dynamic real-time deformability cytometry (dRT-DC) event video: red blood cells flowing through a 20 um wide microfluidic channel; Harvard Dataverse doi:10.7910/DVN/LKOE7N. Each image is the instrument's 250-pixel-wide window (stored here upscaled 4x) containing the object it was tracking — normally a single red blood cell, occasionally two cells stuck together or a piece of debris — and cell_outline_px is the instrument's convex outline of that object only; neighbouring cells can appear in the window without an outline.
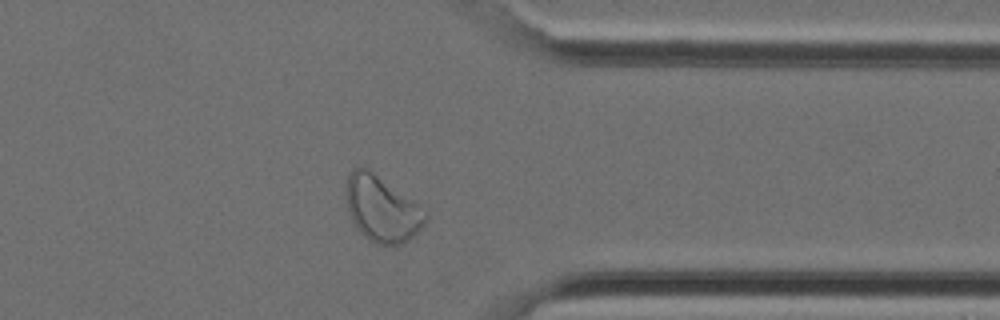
{"species": "Egyptian fruit bat (a non-hibernating species)", "species_latin": "Rousettus aegyptiacus", "temperature_condition": "cold", "stored_images_in_passage": 33, "camera_frame_rate_fps": 3000, "um_per_image_px": 0.085, "animal": {"sex": "female"}, "frame": {"image": 1, "passage_image": 24, "time_ms": 7.667, "image_size_px": [1000, 320], "cell_outline_px": [[428, 216], [424, 224], [404, 244], [376, 244], [360, 232], [356, 228], [348, 212], [348, 176], [352, 168], [364, 168], [372, 172], [412, 200], [428, 212]], "centroid_in_image_um": [32.48, 17.79], "position_along_channel_um": 378.9, "area_um2": 29.48}}